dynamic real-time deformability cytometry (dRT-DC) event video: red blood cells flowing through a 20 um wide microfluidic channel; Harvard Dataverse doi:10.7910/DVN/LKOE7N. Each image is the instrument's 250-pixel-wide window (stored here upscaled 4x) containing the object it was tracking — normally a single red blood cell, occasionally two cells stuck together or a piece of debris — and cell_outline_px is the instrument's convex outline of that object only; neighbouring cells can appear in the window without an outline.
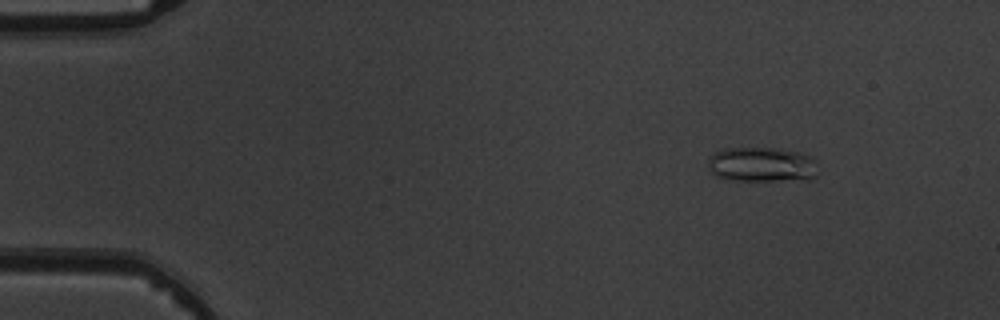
{"species": "common noctule bat (a hibernating species)", "species_latin": "Nyctalus noctula", "temperature_condition": "warm", "stored_images_in_passage": 4, "camera_frame_rate_fps": 3000, "um_per_image_px": 0.085, "animal": {"sex": "male", "body_mass_g": 19.5, "forearm_length_mm": 54.6}, "frame": {"image": 1, "passage_image": 2, "time_ms": 1.667, "image_size_px": [1000, 320], "cell_outline_px": [[820, 172], [812, 180], [728, 180], [716, 176], [708, 168], [708, 160], [712, 152], [724, 148], [780, 148], [800, 152], [816, 160]], "centroid_in_image_um": [64.8, 13.99], "position_along_channel_um": 20.2, "area_um2": 22.89}}
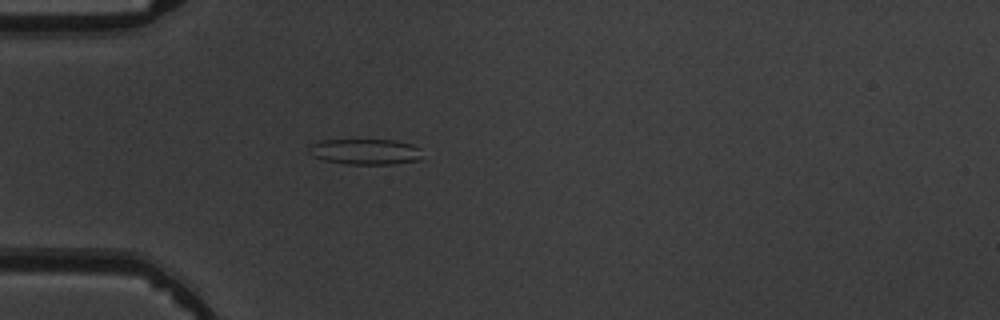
{"frame": {"image": 2, "passage_image": 4, "time_ms": 4.667, "image_size_px": [1000, 320], "cell_outline_px": [[420, 156], [416, 160], [392, 164], [344, 164], [324, 160], [312, 156], [308, 152], [308, 148], [312, 144], [320, 140], [396, 140], [412, 144], [420, 148]], "centroid_in_image_um": [31.0, 12.89], "position_along_channel_um": 54.0, "area_um2": 16.94}}